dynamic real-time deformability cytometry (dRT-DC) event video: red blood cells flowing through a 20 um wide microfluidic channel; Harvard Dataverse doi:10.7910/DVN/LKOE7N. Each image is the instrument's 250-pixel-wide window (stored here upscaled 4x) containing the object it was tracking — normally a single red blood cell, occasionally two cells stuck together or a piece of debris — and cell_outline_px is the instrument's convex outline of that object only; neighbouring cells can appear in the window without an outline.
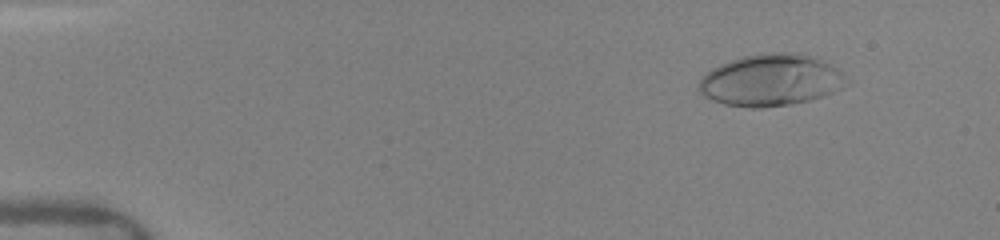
{"species": "human", "species_latin": "Homo sapiens", "temperature_condition": "warm", "stored_images_in_passage": 44, "camera_frame_rate_fps": 3000, "um_per_image_px": 0.085, "donor": {"sex": "female"}, "frame": {"image": 1, "passage_image": 9, "time_ms": 1.667, "image_size_px": [1000, 240], "cell_outline_px": [[844, 76], [840, 88], [832, 92], [808, 100], [788, 104], [760, 108], [748, 108], [728, 104], [712, 100], [704, 96], [700, 92], [700, 80], [712, 68], [720, 64], [744, 56], [768, 52], [800, 52], [816, 56], [844, 72]], "centroid_in_image_um": [65.51, 6.79], "position_along_channel_um": 19.5, "area_um2": 44.04}}
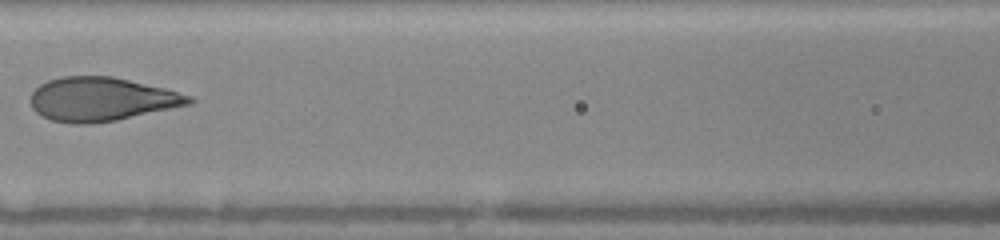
{"frame": {"image": 2, "passage_image": 27, "time_ms": 7.667, "image_size_px": [1000, 240], "cell_outline_px": [[196, 100], [192, 104], [116, 120], [92, 124], [72, 124], [52, 120], [36, 112], [32, 108], [32, 92], [40, 84], [48, 80], [64, 76], [112, 76], [164, 88], [192, 96]], "centroid_in_image_um": [8.64, 8.43], "position_along_channel_um": 158.0, "area_um2": 40.29}}
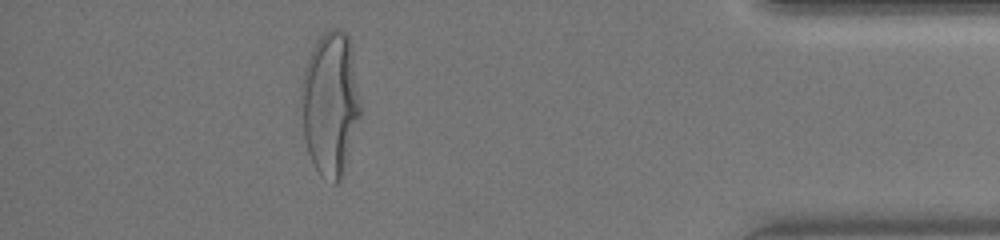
{"frame": {"image": 3, "passage_image": 41, "time_ms": 14.667, "image_size_px": [1000, 240], "cell_outline_px": [[360, 116], [344, 172], [340, 180], [336, 184], [332, 184], [320, 176], [312, 164], [308, 152], [304, 136], [300, 96], [300, 88], [304, 68], [312, 48], [316, 40], [324, 32], [332, 28], [340, 28], [348, 36], [352, 44], [360, 104]], "centroid_in_image_um": [28.07, 8.81], "position_along_channel_um": 407.1, "area_um2": 50.23}, "authors_computed_cell_mechanics": {"area_um2": 41.5582, "velocity_mm_per_s": 4.1359, "shape_relaxation_time_tau1_ms": 4.2662, "shape_relaxation_time_tau2_ms": null, "deformation_change_tau1": 0.2211, "deformation_change_tau2": null}}